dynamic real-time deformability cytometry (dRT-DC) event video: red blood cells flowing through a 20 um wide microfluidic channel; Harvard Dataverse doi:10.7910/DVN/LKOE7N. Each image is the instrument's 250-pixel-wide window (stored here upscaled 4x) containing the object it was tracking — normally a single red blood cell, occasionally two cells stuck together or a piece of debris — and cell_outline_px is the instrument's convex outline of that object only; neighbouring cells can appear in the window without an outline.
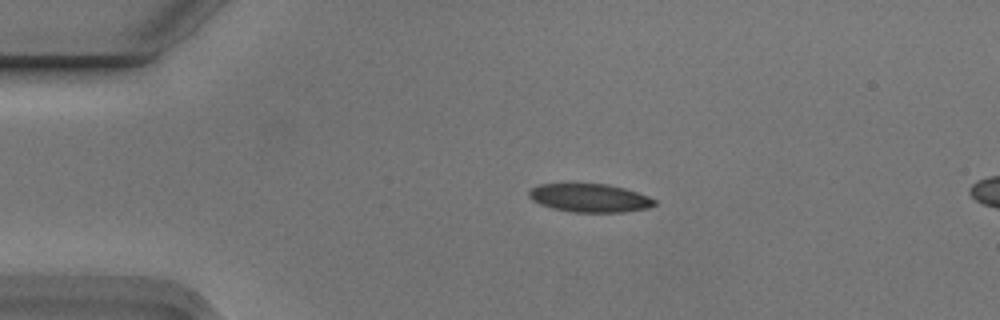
{"species": "Egyptian fruit bat (a non-hibernating species)", "species_latin": "Rousettus aegyptiacus", "temperature_condition": "cold", "stored_images_in_passage": 3, "segment_of_instrument_passage": [1, 2], "camera_frame_rate_fps": 3000, "um_per_image_px": 0.085, "animal": {"sex": "male"}, "frame": {"image": 1, "passage_image": 1, "time_ms": 0.0, "image_size_px": [1000, 320], "cell_outline_px": [[656, 204], [648, 208], [624, 212], [572, 212], [552, 208], [540, 204], [532, 200], [528, 196], [528, 192], [532, 188], [540, 184], [608, 184], [624, 188], [648, 196], [656, 200]], "centroid_in_image_um": [50.13, 16.83], "position_along_channel_um": 34.9, "area_um2": 20.69}}